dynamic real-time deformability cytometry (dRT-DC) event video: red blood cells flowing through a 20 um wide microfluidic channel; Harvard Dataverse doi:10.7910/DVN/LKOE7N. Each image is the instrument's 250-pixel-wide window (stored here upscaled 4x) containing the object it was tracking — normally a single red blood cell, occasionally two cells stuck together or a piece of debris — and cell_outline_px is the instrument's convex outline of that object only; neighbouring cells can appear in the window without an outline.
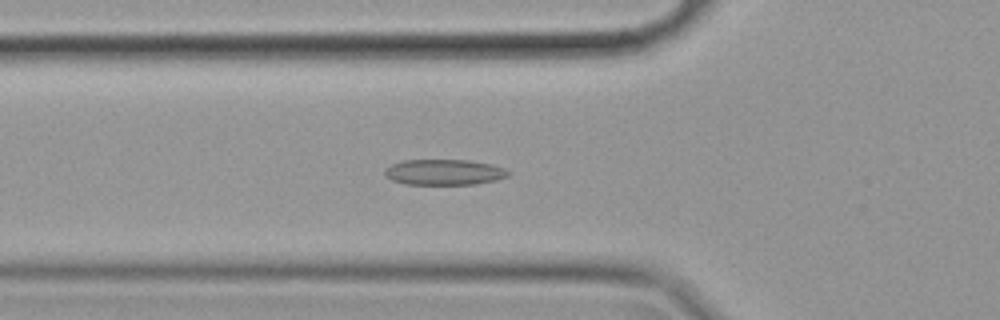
{"species": "common noctule bat (a hibernating species)", "species_latin": "Nyctalus noctula", "temperature_condition": "cold", "stored_images_in_passage": 50, "camera_frame_rate_fps": 3000, "um_per_image_px": 0.085, "animal": {"sex": "female", "body_mass_g": 19.9}, "frame": {"image": 1, "passage_image": 13, "time_ms": 4.0, "image_size_px": [1000, 320], "cell_outline_px": [[512, 172], [508, 176], [496, 180], [476, 184], [404, 184], [392, 180], [384, 172], [384, 168], [400, 160], [468, 160], [492, 164], [504, 168]], "centroid_in_image_um": [37.77, 14.63], "position_along_channel_um": 88.0, "area_um2": 18.55}}
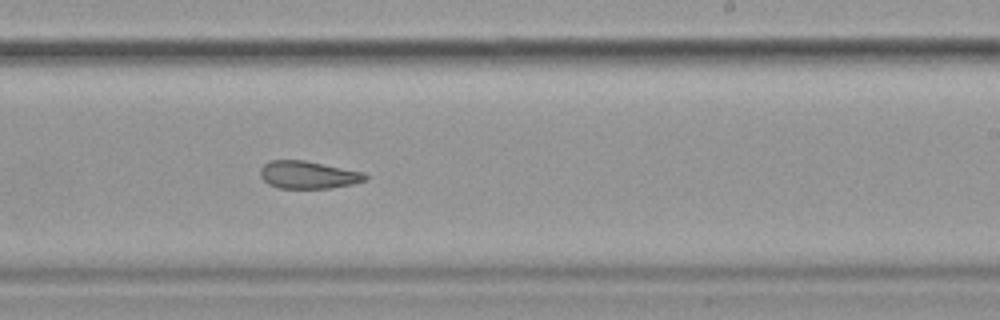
{"frame": {"image": 2, "passage_image": 28, "time_ms": 9.0, "image_size_px": [1000, 320], "cell_outline_px": [[368, 180], [352, 184], [332, 188], [276, 188], [268, 184], [260, 176], [260, 168], [268, 160], [304, 160], [364, 172], [368, 176]], "centroid_in_image_um": [26.19, 14.86], "position_along_channel_um": 262.8, "area_um2": 17.05}}
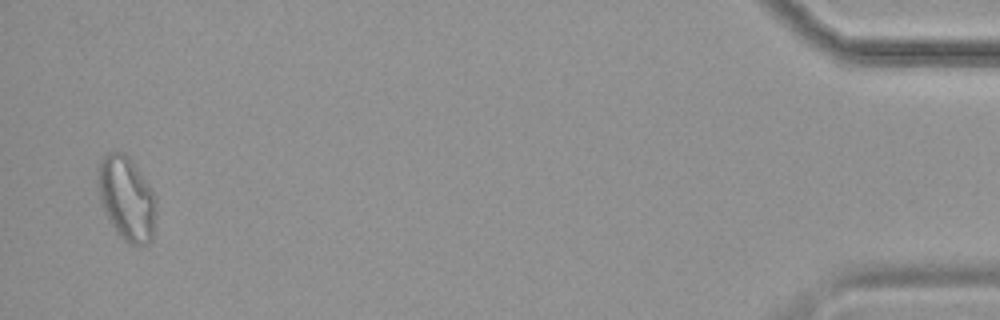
{"frame": {"image": 3, "passage_image": 49, "time_ms": 16.0, "image_size_px": [1000, 320], "cell_outline_px": [[156, 216], [152, 240], [148, 244], [128, 244], [116, 232], [104, 212], [100, 200], [96, 184], [96, 180], [100, 160], [108, 152], [124, 152], [128, 156], [152, 188], [156, 196]], "centroid_in_image_um": [10.76, 16.87], "position_along_channel_um": 424.4, "area_um2": 28.9}, "authors_computed_cell_mechanics": {"area_um2": 18.8428, "velocity_mm_per_s": 3.5018, "shape_relaxation_time_tau1_ms": null, "shape_relaxation_time_tau2_ms": 4.6346, "deformation_change_tau1": null, "deformation_change_tau2": 0.1222}}